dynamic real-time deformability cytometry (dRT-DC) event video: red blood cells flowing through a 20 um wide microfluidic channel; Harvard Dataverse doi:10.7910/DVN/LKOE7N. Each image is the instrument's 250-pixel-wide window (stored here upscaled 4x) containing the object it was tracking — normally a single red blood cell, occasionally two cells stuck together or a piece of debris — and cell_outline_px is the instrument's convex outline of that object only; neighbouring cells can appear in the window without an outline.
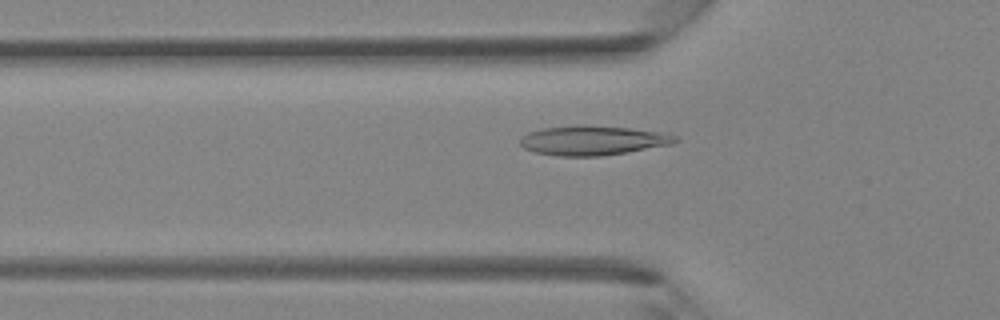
{"species": "Egyptian fruit bat (a non-hibernating species)", "species_latin": "Rousettus aegyptiacus", "temperature_condition": "room temperature", "stored_images_in_passage": 39, "camera_frame_rate_fps": 3000, "um_per_image_px": 0.085, "animal": {"sex": "female"}, "frame": {"image": 1, "passage_image": 14, "time_ms": 4.333, "image_size_px": [1000, 320], "cell_outline_px": [[680, 140], [672, 144], [628, 152], [600, 156], [556, 156], [532, 152], [524, 148], [520, 144], [520, 136], [528, 132], [544, 128], [576, 124], [584, 124], [628, 128], [656, 132], [676, 136]], "centroid_in_image_um": [50.31, 11.93], "position_along_channel_um": 75.5, "area_um2": 26.82}}
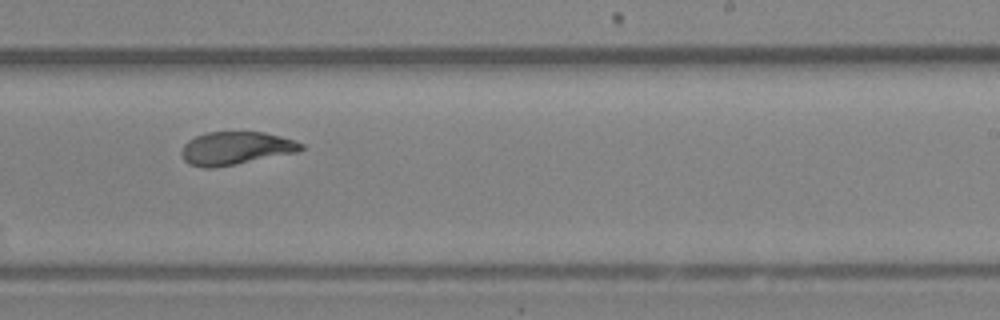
{"frame": {"image": 2, "passage_image": 26, "time_ms": 8.333, "image_size_px": [1000, 320], "cell_outline_px": [[304, 148], [300, 152], [212, 168], [204, 168], [188, 164], [184, 160], [180, 152], [184, 144], [188, 140], [196, 136], [208, 132], [264, 132], [296, 140], [304, 144]], "centroid_in_image_um": [20.05, 12.6], "position_along_channel_um": 268.9, "area_um2": 23.12}}
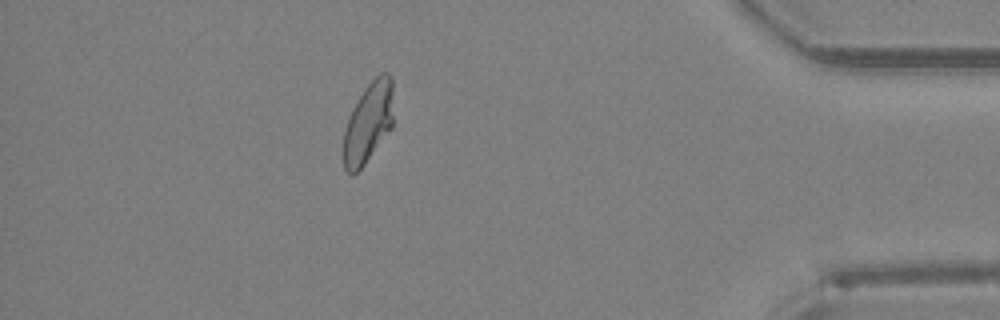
{"frame": {"image": 3, "passage_image": 37, "time_ms": 12.0, "image_size_px": [1000, 320], "cell_outline_px": [[392, 128], [364, 164], [352, 176], [344, 168], [344, 132], [348, 120], [364, 88], [380, 72], [388, 72], [392, 76]], "centroid_in_image_um": [31.33, 10.4], "position_along_channel_um": 403.9, "area_um2": 23.0}}